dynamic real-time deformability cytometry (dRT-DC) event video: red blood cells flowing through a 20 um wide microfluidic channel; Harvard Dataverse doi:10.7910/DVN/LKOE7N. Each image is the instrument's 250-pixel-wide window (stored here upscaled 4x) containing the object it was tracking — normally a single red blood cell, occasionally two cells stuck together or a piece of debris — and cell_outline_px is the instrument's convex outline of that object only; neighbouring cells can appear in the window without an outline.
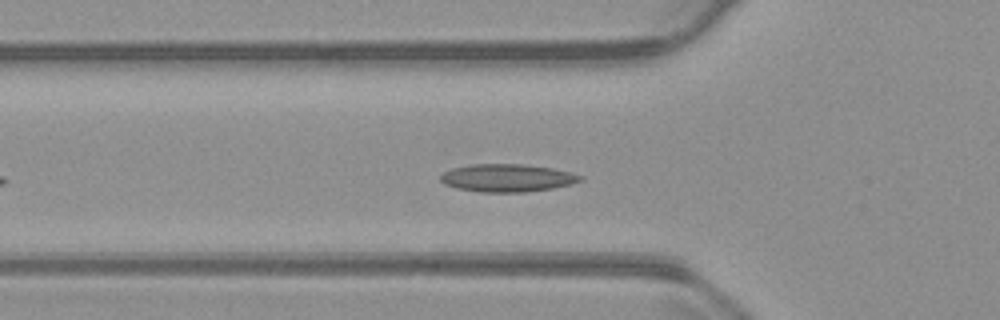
{"species": "common noctule bat (a hibernating species)", "species_latin": "Nyctalus noctula", "temperature_condition": "warm", "stored_images_in_passage": 31, "camera_frame_rate_fps": 3000, "um_per_image_px": 0.085, "animal": {"sex": "male", "body_mass_g": 23.1, "forearm_length_mm": 52.7}, "frame": {"image": 1, "passage_image": 10, "time_ms": 3.0, "image_size_px": [1000, 320], "cell_outline_px": [[584, 180], [572, 184], [552, 188], [524, 192], [480, 192], [456, 188], [444, 184], [440, 180], [440, 176], [444, 172], [452, 168], [472, 164], [524, 164], [552, 168], [572, 172], [584, 176]], "centroid_in_image_um": [43.14, 15.12], "position_along_channel_um": 82.7, "area_um2": 22.77}}
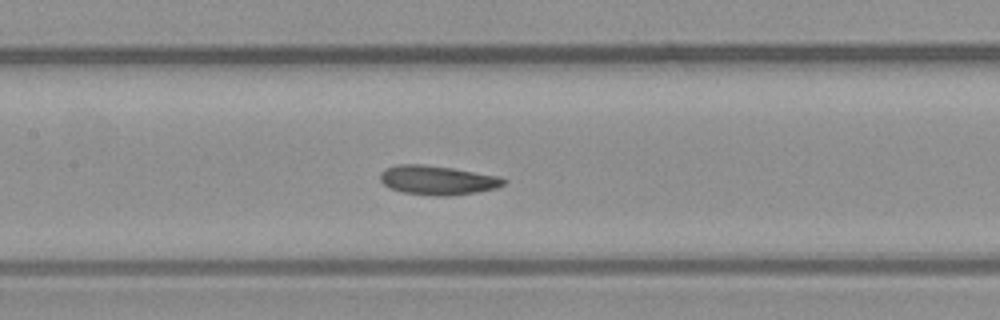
{"frame": {"image": 2, "passage_image": 17, "time_ms": 5.333, "image_size_px": [1000, 320], "cell_outline_px": [[508, 180], [504, 184], [496, 188], [476, 192], [448, 196], [436, 196], [404, 192], [388, 188], [380, 180], [380, 172], [384, 168], [396, 164], [424, 164], [452, 168], [500, 176]], "centroid_in_image_um": [37.17, 15.3], "position_along_channel_um": 170.2, "area_um2": 21.15}}
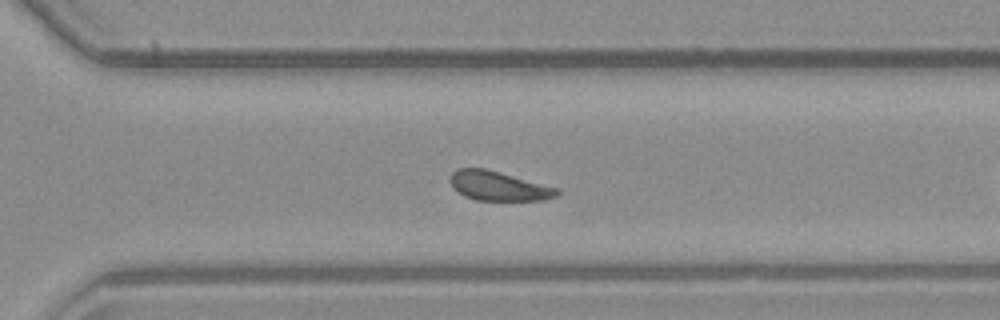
{"frame": {"image": 3, "passage_image": 26, "time_ms": 8.333, "image_size_px": [1000, 320], "cell_outline_px": [[560, 196], [544, 200], [476, 200], [464, 196], [456, 192], [452, 188], [448, 180], [448, 176], [456, 168], [484, 168], [500, 172], [560, 188]], "centroid_in_image_um": [42.36, 15.81], "position_along_channel_um": 328.2, "area_um2": 18.73}}